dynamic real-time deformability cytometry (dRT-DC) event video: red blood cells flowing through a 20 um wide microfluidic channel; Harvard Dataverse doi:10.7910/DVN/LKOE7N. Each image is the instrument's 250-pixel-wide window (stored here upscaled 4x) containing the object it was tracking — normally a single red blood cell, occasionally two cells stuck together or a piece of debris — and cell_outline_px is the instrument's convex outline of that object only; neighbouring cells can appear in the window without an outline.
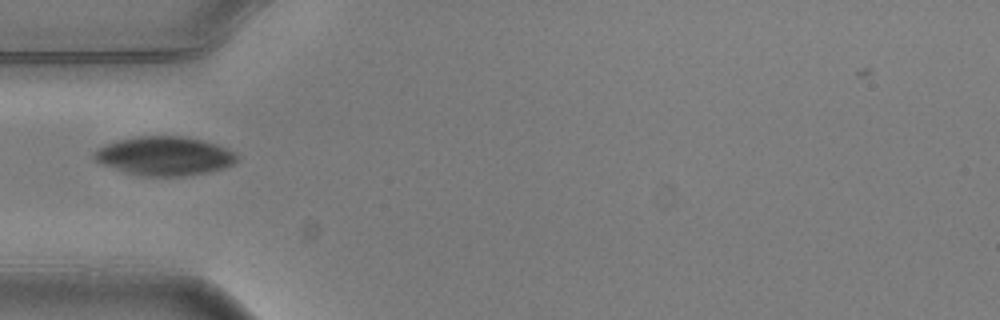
{"species": "common noctule bat (a hibernating species)", "species_latin": "Nyctalus noctula", "temperature_condition": "warm", "stored_images_in_passage": 6, "camera_frame_rate_fps": 3000, "um_per_image_px": 0.085, "animal": {"sex": "male", "body_mass_g": 20.5, "forearm_length_mm": 52.5}, "frame": {"image": 1, "passage_image": 4, "time_ms": 1.0, "image_size_px": [1000, 320], "cell_outline_px": [[240, 156], [236, 164], [212, 172], [184, 176], [140, 176], [124, 172], [104, 164], [96, 160], [92, 156], [92, 152], [116, 140], [136, 136], [184, 136], [216, 144]], "centroid_in_image_um": [14.01, 13.27], "position_along_channel_um": 71.0, "area_um2": 32.43}}
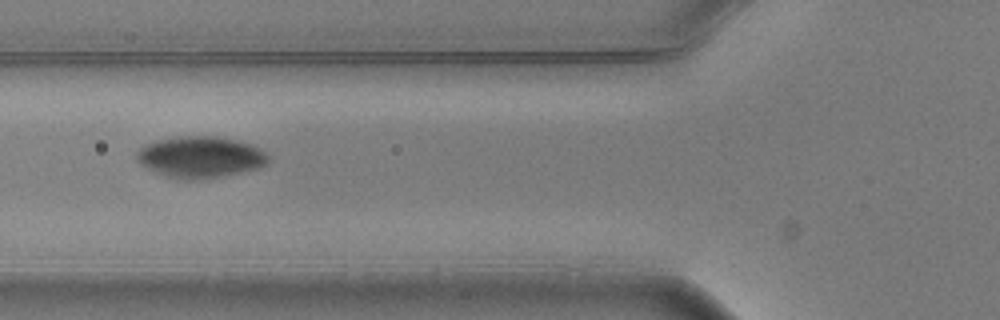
{"frame": {"image": 2, "passage_image": 5, "time_ms": 1.333, "image_size_px": [1000, 320], "cell_outline_px": [[272, 160], [256, 168], [240, 172], [220, 176], [192, 180], [172, 180], [140, 164], [136, 160], [136, 152], [140, 148], [156, 140], [180, 136], [216, 136], [236, 140], [252, 144], [260, 148]], "centroid_in_image_um": [17.0, 13.35], "position_along_channel_um": 108.8, "area_um2": 31.79}}
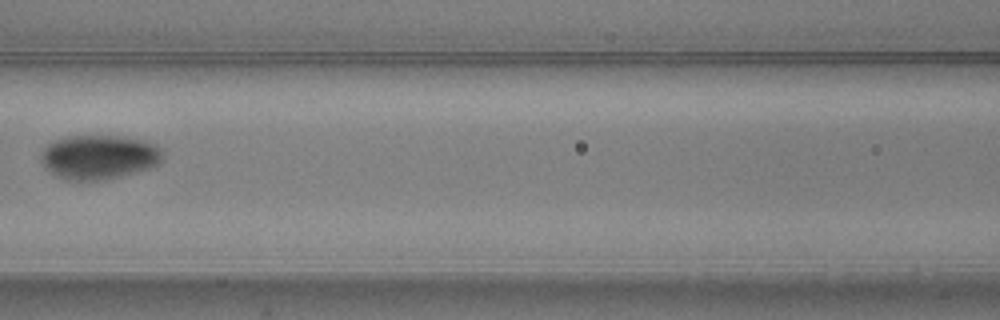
{"frame": {"image": 3, "passage_image": 6, "time_ms": 1.667, "image_size_px": [1000, 320], "cell_outline_px": [[164, 160], [160, 164], [136, 172], [104, 180], [64, 180], [56, 176], [44, 168], [40, 160], [40, 156], [44, 148], [48, 144], [56, 140], [68, 136], [116, 136], [140, 140], [156, 144], [160, 148], [164, 156]], "centroid_in_image_um": [8.4, 13.36], "position_along_channel_um": 158.2, "area_um2": 31.56}}